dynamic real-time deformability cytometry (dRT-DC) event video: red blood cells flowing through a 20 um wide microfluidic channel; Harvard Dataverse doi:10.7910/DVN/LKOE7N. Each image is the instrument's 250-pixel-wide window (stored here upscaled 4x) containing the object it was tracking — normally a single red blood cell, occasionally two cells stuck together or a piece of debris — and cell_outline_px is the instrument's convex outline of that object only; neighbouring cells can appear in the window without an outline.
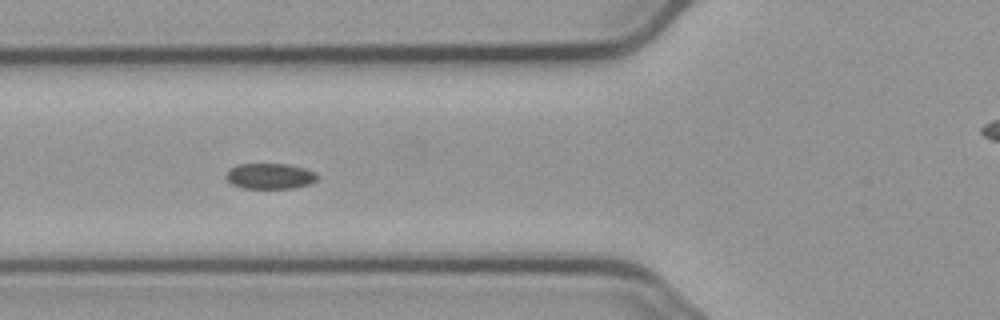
{"species": "common noctule bat (a hibernating species)", "species_latin": "Nyctalus noctula", "temperature_condition": "cold", "stored_images_in_passage": 5, "camera_frame_rate_fps": 3000, "um_per_image_px": 0.085, "animal": {"sex": "male", "body_mass_g": 23.1, "forearm_length_mm": 52.7}, "frame": {"image": 1, "passage_image": 5, "time_ms": 4.667, "image_size_px": [1000, 320], "cell_outline_px": [[320, 176], [316, 180], [308, 184], [292, 188], [244, 188], [232, 184], [224, 176], [228, 168], [236, 164], [288, 164], [304, 168], [316, 172]], "centroid_in_image_um": [22.92, 14.95], "position_along_channel_um": 102.9, "area_um2": 13.76}}